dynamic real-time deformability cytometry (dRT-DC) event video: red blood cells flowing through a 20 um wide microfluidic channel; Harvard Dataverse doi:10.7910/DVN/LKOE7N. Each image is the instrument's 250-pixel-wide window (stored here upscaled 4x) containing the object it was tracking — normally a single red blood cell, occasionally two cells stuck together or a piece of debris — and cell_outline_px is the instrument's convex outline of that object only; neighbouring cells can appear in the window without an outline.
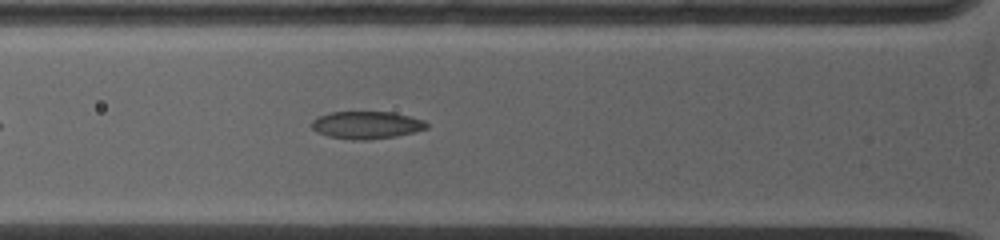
{"species": "common noctule bat (a hibernating species)", "species_latin": "Nyctalus noctula", "temperature_condition": "warm", "stored_images_in_passage": 9, "camera_frame_rate_fps": 5000, "um_per_image_px": 0.085, "animal": {"sex": "female", "body_mass_g": 19.0, "forearm_length_mm": 53.3}, "frame": {"image": 1, "passage_image": 6, "time_ms": 3.2, "image_size_px": [1000, 240], "cell_outline_px": [[428, 128], [396, 136], [368, 140], [352, 140], [328, 136], [316, 132], [312, 128], [312, 120], [316, 116], [332, 112], [392, 112], [424, 120], [428, 124]], "centroid_in_image_um": [31.12, 10.63], "position_along_channel_um": 94.7, "area_um2": 18.44}}
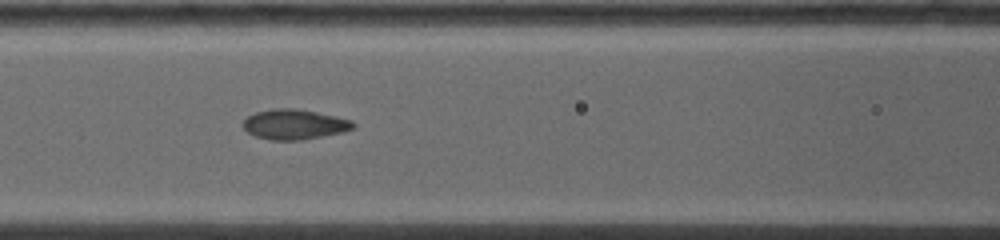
{"frame": {"image": 2, "passage_image": 8, "time_ms": 4.4, "image_size_px": [1000, 240], "cell_outline_px": [[356, 128], [340, 132], [304, 140], [272, 140], [256, 136], [248, 132], [240, 124], [248, 116], [256, 112], [272, 108], [296, 108], [336, 116], [352, 120], [356, 124]], "centroid_in_image_um": [25.02, 10.56], "position_along_channel_um": 141.6, "area_um2": 19.36}}
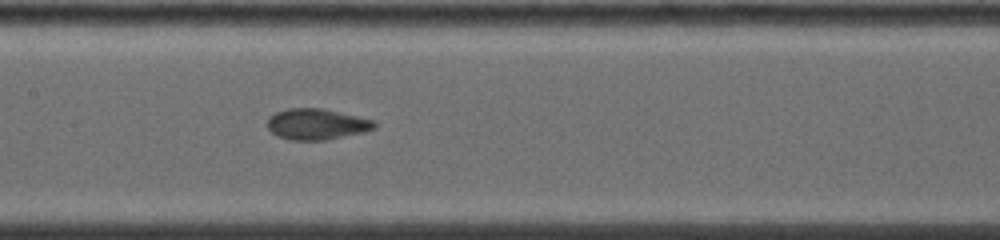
{"frame": {"image": 3, "passage_image": 9, "time_ms": 5.4, "image_size_px": [1000, 240], "cell_outline_px": [[376, 128], [364, 132], [324, 140], [292, 140], [276, 136], [268, 128], [268, 116], [276, 112], [288, 108], [324, 108], [372, 120], [376, 124]], "centroid_in_image_um": [26.89, 10.55], "position_along_channel_um": 180.5, "area_um2": 19.25}}